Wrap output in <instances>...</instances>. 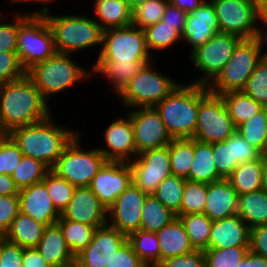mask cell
I'll use <instances>...</instances> for the list:
<instances>
[{
	"instance_id": "cell-29",
	"label": "cell",
	"mask_w": 267,
	"mask_h": 267,
	"mask_svg": "<svg viewBox=\"0 0 267 267\" xmlns=\"http://www.w3.org/2000/svg\"><path fill=\"white\" fill-rule=\"evenodd\" d=\"M186 179L206 184L223 179L214 163L212 144L194 139V160Z\"/></svg>"
},
{
	"instance_id": "cell-4",
	"label": "cell",
	"mask_w": 267,
	"mask_h": 267,
	"mask_svg": "<svg viewBox=\"0 0 267 267\" xmlns=\"http://www.w3.org/2000/svg\"><path fill=\"white\" fill-rule=\"evenodd\" d=\"M49 8L44 6L31 16H45L50 26L55 49L59 53L72 54L74 51L91 48L101 44L104 30L95 19L81 15H52Z\"/></svg>"
},
{
	"instance_id": "cell-64",
	"label": "cell",
	"mask_w": 267,
	"mask_h": 267,
	"mask_svg": "<svg viewBox=\"0 0 267 267\" xmlns=\"http://www.w3.org/2000/svg\"><path fill=\"white\" fill-rule=\"evenodd\" d=\"M257 39L259 40L261 47H263V45L265 44L264 42L265 41L267 42V29H266V32H263V31H261V26H260L259 31H258V35H257ZM265 52H267V51H265Z\"/></svg>"
},
{
	"instance_id": "cell-39",
	"label": "cell",
	"mask_w": 267,
	"mask_h": 267,
	"mask_svg": "<svg viewBox=\"0 0 267 267\" xmlns=\"http://www.w3.org/2000/svg\"><path fill=\"white\" fill-rule=\"evenodd\" d=\"M63 238L70 251L76 256L92 241L95 227L70 220H58Z\"/></svg>"
},
{
	"instance_id": "cell-35",
	"label": "cell",
	"mask_w": 267,
	"mask_h": 267,
	"mask_svg": "<svg viewBox=\"0 0 267 267\" xmlns=\"http://www.w3.org/2000/svg\"><path fill=\"white\" fill-rule=\"evenodd\" d=\"M176 217L175 213L166 208L152 194H149L143 204L140 229L157 233L164 226L170 224Z\"/></svg>"
},
{
	"instance_id": "cell-25",
	"label": "cell",
	"mask_w": 267,
	"mask_h": 267,
	"mask_svg": "<svg viewBox=\"0 0 267 267\" xmlns=\"http://www.w3.org/2000/svg\"><path fill=\"white\" fill-rule=\"evenodd\" d=\"M239 195L227 179L207 184L204 214L212 221L237 214Z\"/></svg>"
},
{
	"instance_id": "cell-46",
	"label": "cell",
	"mask_w": 267,
	"mask_h": 267,
	"mask_svg": "<svg viewBox=\"0 0 267 267\" xmlns=\"http://www.w3.org/2000/svg\"><path fill=\"white\" fill-rule=\"evenodd\" d=\"M207 184L185 180L180 212L177 215L204 213Z\"/></svg>"
},
{
	"instance_id": "cell-47",
	"label": "cell",
	"mask_w": 267,
	"mask_h": 267,
	"mask_svg": "<svg viewBox=\"0 0 267 267\" xmlns=\"http://www.w3.org/2000/svg\"><path fill=\"white\" fill-rule=\"evenodd\" d=\"M249 251V246L204 250L205 267H236Z\"/></svg>"
},
{
	"instance_id": "cell-9",
	"label": "cell",
	"mask_w": 267,
	"mask_h": 267,
	"mask_svg": "<svg viewBox=\"0 0 267 267\" xmlns=\"http://www.w3.org/2000/svg\"><path fill=\"white\" fill-rule=\"evenodd\" d=\"M79 133L66 146L51 169L76 187L89 186L94 176L107 162L97 149L83 150L80 147Z\"/></svg>"
},
{
	"instance_id": "cell-56",
	"label": "cell",
	"mask_w": 267,
	"mask_h": 267,
	"mask_svg": "<svg viewBox=\"0 0 267 267\" xmlns=\"http://www.w3.org/2000/svg\"><path fill=\"white\" fill-rule=\"evenodd\" d=\"M249 250L267 258V224L250 229Z\"/></svg>"
},
{
	"instance_id": "cell-51",
	"label": "cell",
	"mask_w": 267,
	"mask_h": 267,
	"mask_svg": "<svg viewBox=\"0 0 267 267\" xmlns=\"http://www.w3.org/2000/svg\"><path fill=\"white\" fill-rule=\"evenodd\" d=\"M19 212V194L0 196V235H5Z\"/></svg>"
},
{
	"instance_id": "cell-37",
	"label": "cell",
	"mask_w": 267,
	"mask_h": 267,
	"mask_svg": "<svg viewBox=\"0 0 267 267\" xmlns=\"http://www.w3.org/2000/svg\"><path fill=\"white\" fill-rule=\"evenodd\" d=\"M127 241L147 266H156L160 263V248L156 233L139 229L130 233Z\"/></svg>"
},
{
	"instance_id": "cell-72",
	"label": "cell",
	"mask_w": 267,
	"mask_h": 267,
	"mask_svg": "<svg viewBox=\"0 0 267 267\" xmlns=\"http://www.w3.org/2000/svg\"><path fill=\"white\" fill-rule=\"evenodd\" d=\"M58 267H78V266H77V263L74 262V263H70V264L65 265V266H58Z\"/></svg>"
},
{
	"instance_id": "cell-19",
	"label": "cell",
	"mask_w": 267,
	"mask_h": 267,
	"mask_svg": "<svg viewBox=\"0 0 267 267\" xmlns=\"http://www.w3.org/2000/svg\"><path fill=\"white\" fill-rule=\"evenodd\" d=\"M211 144L217 172L223 179H227L239 164L254 161L262 156L238 131L225 141Z\"/></svg>"
},
{
	"instance_id": "cell-63",
	"label": "cell",
	"mask_w": 267,
	"mask_h": 267,
	"mask_svg": "<svg viewBox=\"0 0 267 267\" xmlns=\"http://www.w3.org/2000/svg\"><path fill=\"white\" fill-rule=\"evenodd\" d=\"M262 189L267 192V155H263Z\"/></svg>"
},
{
	"instance_id": "cell-32",
	"label": "cell",
	"mask_w": 267,
	"mask_h": 267,
	"mask_svg": "<svg viewBox=\"0 0 267 267\" xmlns=\"http://www.w3.org/2000/svg\"><path fill=\"white\" fill-rule=\"evenodd\" d=\"M150 62H96L92 74L102 73L113 84L115 94L119 95L138 71Z\"/></svg>"
},
{
	"instance_id": "cell-24",
	"label": "cell",
	"mask_w": 267,
	"mask_h": 267,
	"mask_svg": "<svg viewBox=\"0 0 267 267\" xmlns=\"http://www.w3.org/2000/svg\"><path fill=\"white\" fill-rule=\"evenodd\" d=\"M250 228L236 215L212 221L208 249L249 246Z\"/></svg>"
},
{
	"instance_id": "cell-50",
	"label": "cell",
	"mask_w": 267,
	"mask_h": 267,
	"mask_svg": "<svg viewBox=\"0 0 267 267\" xmlns=\"http://www.w3.org/2000/svg\"><path fill=\"white\" fill-rule=\"evenodd\" d=\"M22 156L18 145L8 136L0 143V174L11 175L20 163Z\"/></svg>"
},
{
	"instance_id": "cell-20",
	"label": "cell",
	"mask_w": 267,
	"mask_h": 267,
	"mask_svg": "<svg viewBox=\"0 0 267 267\" xmlns=\"http://www.w3.org/2000/svg\"><path fill=\"white\" fill-rule=\"evenodd\" d=\"M107 218V208L88 186H82L76 187L59 220L80 222L99 228L107 224Z\"/></svg>"
},
{
	"instance_id": "cell-26",
	"label": "cell",
	"mask_w": 267,
	"mask_h": 267,
	"mask_svg": "<svg viewBox=\"0 0 267 267\" xmlns=\"http://www.w3.org/2000/svg\"><path fill=\"white\" fill-rule=\"evenodd\" d=\"M36 249L51 267L75 262V256L66 245L58 223L46 226Z\"/></svg>"
},
{
	"instance_id": "cell-8",
	"label": "cell",
	"mask_w": 267,
	"mask_h": 267,
	"mask_svg": "<svg viewBox=\"0 0 267 267\" xmlns=\"http://www.w3.org/2000/svg\"><path fill=\"white\" fill-rule=\"evenodd\" d=\"M96 62H151L143 29L133 24L106 29Z\"/></svg>"
},
{
	"instance_id": "cell-13",
	"label": "cell",
	"mask_w": 267,
	"mask_h": 267,
	"mask_svg": "<svg viewBox=\"0 0 267 267\" xmlns=\"http://www.w3.org/2000/svg\"><path fill=\"white\" fill-rule=\"evenodd\" d=\"M236 132L220 95L208 93L199 104L193 139L203 143L225 141Z\"/></svg>"
},
{
	"instance_id": "cell-41",
	"label": "cell",
	"mask_w": 267,
	"mask_h": 267,
	"mask_svg": "<svg viewBox=\"0 0 267 267\" xmlns=\"http://www.w3.org/2000/svg\"><path fill=\"white\" fill-rule=\"evenodd\" d=\"M185 178L170 175L160 182L152 195L176 215L180 212Z\"/></svg>"
},
{
	"instance_id": "cell-42",
	"label": "cell",
	"mask_w": 267,
	"mask_h": 267,
	"mask_svg": "<svg viewBox=\"0 0 267 267\" xmlns=\"http://www.w3.org/2000/svg\"><path fill=\"white\" fill-rule=\"evenodd\" d=\"M144 30L148 50H164L181 39V32L176 27H171L158 21Z\"/></svg>"
},
{
	"instance_id": "cell-18",
	"label": "cell",
	"mask_w": 267,
	"mask_h": 267,
	"mask_svg": "<svg viewBox=\"0 0 267 267\" xmlns=\"http://www.w3.org/2000/svg\"><path fill=\"white\" fill-rule=\"evenodd\" d=\"M127 236L108 224L96 228L91 243L75 256L78 267H106Z\"/></svg>"
},
{
	"instance_id": "cell-15",
	"label": "cell",
	"mask_w": 267,
	"mask_h": 267,
	"mask_svg": "<svg viewBox=\"0 0 267 267\" xmlns=\"http://www.w3.org/2000/svg\"><path fill=\"white\" fill-rule=\"evenodd\" d=\"M133 129L137 154L168 145L173 139L154 107H138L126 113Z\"/></svg>"
},
{
	"instance_id": "cell-65",
	"label": "cell",
	"mask_w": 267,
	"mask_h": 267,
	"mask_svg": "<svg viewBox=\"0 0 267 267\" xmlns=\"http://www.w3.org/2000/svg\"><path fill=\"white\" fill-rule=\"evenodd\" d=\"M8 136L9 132L5 129L0 119V143L3 142Z\"/></svg>"
},
{
	"instance_id": "cell-71",
	"label": "cell",
	"mask_w": 267,
	"mask_h": 267,
	"mask_svg": "<svg viewBox=\"0 0 267 267\" xmlns=\"http://www.w3.org/2000/svg\"><path fill=\"white\" fill-rule=\"evenodd\" d=\"M262 60L265 62L267 65V52L262 53Z\"/></svg>"
},
{
	"instance_id": "cell-30",
	"label": "cell",
	"mask_w": 267,
	"mask_h": 267,
	"mask_svg": "<svg viewBox=\"0 0 267 267\" xmlns=\"http://www.w3.org/2000/svg\"><path fill=\"white\" fill-rule=\"evenodd\" d=\"M263 155L246 163L239 164L227 178L238 195L262 189Z\"/></svg>"
},
{
	"instance_id": "cell-34",
	"label": "cell",
	"mask_w": 267,
	"mask_h": 267,
	"mask_svg": "<svg viewBox=\"0 0 267 267\" xmlns=\"http://www.w3.org/2000/svg\"><path fill=\"white\" fill-rule=\"evenodd\" d=\"M220 96L236 128L264 108L242 90L226 92Z\"/></svg>"
},
{
	"instance_id": "cell-53",
	"label": "cell",
	"mask_w": 267,
	"mask_h": 267,
	"mask_svg": "<svg viewBox=\"0 0 267 267\" xmlns=\"http://www.w3.org/2000/svg\"><path fill=\"white\" fill-rule=\"evenodd\" d=\"M106 267H147L126 241L113 255Z\"/></svg>"
},
{
	"instance_id": "cell-33",
	"label": "cell",
	"mask_w": 267,
	"mask_h": 267,
	"mask_svg": "<svg viewBox=\"0 0 267 267\" xmlns=\"http://www.w3.org/2000/svg\"><path fill=\"white\" fill-rule=\"evenodd\" d=\"M237 215L243 219L250 229L267 224V192L260 189L239 195Z\"/></svg>"
},
{
	"instance_id": "cell-55",
	"label": "cell",
	"mask_w": 267,
	"mask_h": 267,
	"mask_svg": "<svg viewBox=\"0 0 267 267\" xmlns=\"http://www.w3.org/2000/svg\"><path fill=\"white\" fill-rule=\"evenodd\" d=\"M23 248L5 240L0 252V267H22Z\"/></svg>"
},
{
	"instance_id": "cell-68",
	"label": "cell",
	"mask_w": 267,
	"mask_h": 267,
	"mask_svg": "<svg viewBox=\"0 0 267 267\" xmlns=\"http://www.w3.org/2000/svg\"><path fill=\"white\" fill-rule=\"evenodd\" d=\"M264 155H267V122H266V137L264 143Z\"/></svg>"
},
{
	"instance_id": "cell-49",
	"label": "cell",
	"mask_w": 267,
	"mask_h": 267,
	"mask_svg": "<svg viewBox=\"0 0 267 267\" xmlns=\"http://www.w3.org/2000/svg\"><path fill=\"white\" fill-rule=\"evenodd\" d=\"M23 69L16 52H0V86L23 78Z\"/></svg>"
},
{
	"instance_id": "cell-59",
	"label": "cell",
	"mask_w": 267,
	"mask_h": 267,
	"mask_svg": "<svg viewBox=\"0 0 267 267\" xmlns=\"http://www.w3.org/2000/svg\"><path fill=\"white\" fill-rule=\"evenodd\" d=\"M236 267H267V258L249 250L244 259Z\"/></svg>"
},
{
	"instance_id": "cell-31",
	"label": "cell",
	"mask_w": 267,
	"mask_h": 267,
	"mask_svg": "<svg viewBox=\"0 0 267 267\" xmlns=\"http://www.w3.org/2000/svg\"><path fill=\"white\" fill-rule=\"evenodd\" d=\"M94 7L103 30L132 24V8L123 0H96Z\"/></svg>"
},
{
	"instance_id": "cell-62",
	"label": "cell",
	"mask_w": 267,
	"mask_h": 267,
	"mask_svg": "<svg viewBox=\"0 0 267 267\" xmlns=\"http://www.w3.org/2000/svg\"><path fill=\"white\" fill-rule=\"evenodd\" d=\"M259 10V22L267 27V5H257Z\"/></svg>"
},
{
	"instance_id": "cell-52",
	"label": "cell",
	"mask_w": 267,
	"mask_h": 267,
	"mask_svg": "<svg viewBox=\"0 0 267 267\" xmlns=\"http://www.w3.org/2000/svg\"><path fill=\"white\" fill-rule=\"evenodd\" d=\"M2 14H0V52H16L19 30V14H15L14 22L2 23Z\"/></svg>"
},
{
	"instance_id": "cell-66",
	"label": "cell",
	"mask_w": 267,
	"mask_h": 267,
	"mask_svg": "<svg viewBox=\"0 0 267 267\" xmlns=\"http://www.w3.org/2000/svg\"><path fill=\"white\" fill-rule=\"evenodd\" d=\"M11 3H23V2H39V3H45L48 4L49 2H53L52 0H10Z\"/></svg>"
},
{
	"instance_id": "cell-60",
	"label": "cell",
	"mask_w": 267,
	"mask_h": 267,
	"mask_svg": "<svg viewBox=\"0 0 267 267\" xmlns=\"http://www.w3.org/2000/svg\"><path fill=\"white\" fill-rule=\"evenodd\" d=\"M19 193L13 178L8 174H0V196L15 195Z\"/></svg>"
},
{
	"instance_id": "cell-48",
	"label": "cell",
	"mask_w": 267,
	"mask_h": 267,
	"mask_svg": "<svg viewBox=\"0 0 267 267\" xmlns=\"http://www.w3.org/2000/svg\"><path fill=\"white\" fill-rule=\"evenodd\" d=\"M242 91L267 107V65L263 60L257 64Z\"/></svg>"
},
{
	"instance_id": "cell-27",
	"label": "cell",
	"mask_w": 267,
	"mask_h": 267,
	"mask_svg": "<svg viewBox=\"0 0 267 267\" xmlns=\"http://www.w3.org/2000/svg\"><path fill=\"white\" fill-rule=\"evenodd\" d=\"M156 235L160 248V262L175 256L187 255L194 251L184 225L178 217L159 230Z\"/></svg>"
},
{
	"instance_id": "cell-5",
	"label": "cell",
	"mask_w": 267,
	"mask_h": 267,
	"mask_svg": "<svg viewBox=\"0 0 267 267\" xmlns=\"http://www.w3.org/2000/svg\"><path fill=\"white\" fill-rule=\"evenodd\" d=\"M70 56L71 54L56 52L26 72L47 101L52 94L63 92L79 80L93 76L90 75L92 72H86Z\"/></svg>"
},
{
	"instance_id": "cell-16",
	"label": "cell",
	"mask_w": 267,
	"mask_h": 267,
	"mask_svg": "<svg viewBox=\"0 0 267 267\" xmlns=\"http://www.w3.org/2000/svg\"><path fill=\"white\" fill-rule=\"evenodd\" d=\"M148 195L132 182L107 209V224L126 236L139 230L143 204Z\"/></svg>"
},
{
	"instance_id": "cell-21",
	"label": "cell",
	"mask_w": 267,
	"mask_h": 267,
	"mask_svg": "<svg viewBox=\"0 0 267 267\" xmlns=\"http://www.w3.org/2000/svg\"><path fill=\"white\" fill-rule=\"evenodd\" d=\"M119 118L106 128L104 138L106 148H97L107 161L129 162L136 157L134 129L129 115ZM109 148V149H108Z\"/></svg>"
},
{
	"instance_id": "cell-57",
	"label": "cell",
	"mask_w": 267,
	"mask_h": 267,
	"mask_svg": "<svg viewBox=\"0 0 267 267\" xmlns=\"http://www.w3.org/2000/svg\"><path fill=\"white\" fill-rule=\"evenodd\" d=\"M187 15L188 14L185 11H182L168 2L164 9V14L161 21L171 27H176L182 33L186 23Z\"/></svg>"
},
{
	"instance_id": "cell-61",
	"label": "cell",
	"mask_w": 267,
	"mask_h": 267,
	"mask_svg": "<svg viewBox=\"0 0 267 267\" xmlns=\"http://www.w3.org/2000/svg\"><path fill=\"white\" fill-rule=\"evenodd\" d=\"M205 1L206 0H168L171 5L185 11L187 14L197 9Z\"/></svg>"
},
{
	"instance_id": "cell-12",
	"label": "cell",
	"mask_w": 267,
	"mask_h": 267,
	"mask_svg": "<svg viewBox=\"0 0 267 267\" xmlns=\"http://www.w3.org/2000/svg\"><path fill=\"white\" fill-rule=\"evenodd\" d=\"M215 10L220 33L242 39L257 38L259 10L255 0H209Z\"/></svg>"
},
{
	"instance_id": "cell-58",
	"label": "cell",
	"mask_w": 267,
	"mask_h": 267,
	"mask_svg": "<svg viewBox=\"0 0 267 267\" xmlns=\"http://www.w3.org/2000/svg\"><path fill=\"white\" fill-rule=\"evenodd\" d=\"M22 267H51L36 248H23Z\"/></svg>"
},
{
	"instance_id": "cell-7",
	"label": "cell",
	"mask_w": 267,
	"mask_h": 267,
	"mask_svg": "<svg viewBox=\"0 0 267 267\" xmlns=\"http://www.w3.org/2000/svg\"><path fill=\"white\" fill-rule=\"evenodd\" d=\"M262 51L257 38L243 39L219 75L207 86L209 92L221 95L230 91H241L262 60Z\"/></svg>"
},
{
	"instance_id": "cell-45",
	"label": "cell",
	"mask_w": 267,
	"mask_h": 267,
	"mask_svg": "<svg viewBox=\"0 0 267 267\" xmlns=\"http://www.w3.org/2000/svg\"><path fill=\"white\" fill-rule=\"evenodd\" d=\"M42 182L45 184L47 191L49 192L53 205L61 214L70 202L76 186L72 185L64 178L59 177L52 170L46 174Z\"/></svg>"
},
{
	"instance_id": "cell-67",
	"label": "cell",
	"mask_w": 267,
	"mask_h": 267,
	"mask_svg": "<svg viewBox=\"0 0 267 267\" xmlns=\"http://www.w3.org/2000/svg\"><path fill=\"white\" fill-rule=\"evenodd\" d=\"M126 4H128L131 8H133L137 3L141 0H123Z\"/></svg>"
},
{
	"instance_id": "cell-22",
	"label": "cell",
	"mask_w": 267,
	"mask_h": 267,
	"mask_svg": "<svg viewBox=\"0 0 267 267\" xmlns=\"http://www.w3.org/2000/svg\"><path fill=\"white\" fill-rule=\"evenodd\" d=\"M20 212L36 222L48 226L57 223L60 213L52 203L45 184L41 181L19 190Z\"/></svg>"
},
{
	"instance_id": "cell-17",
	"label": "cell",
	"mask_w": 267,
	"mask_h": 267,
	"mask_svg": "<svg viewBox=\"0 0 267 267\" xmlns=\"http://www.w3.org/2000/svg\"><path fill=\"white\" fill-rule=\"evenodd\" d=\"M131 184L132 170L129 163L107 161L88 187L108 209Z\"/></svg>"
},
{
	"instance_id": "cell-54",
	"label": "cell",
	"mask_w": 267,
	"mask_h": 267,
	"mask_svg": "<svg viewBox=\"0 0 267 267\" xmlns=\"http://www.w3.org/2000/svg\"><path fill=\"white\" fill-rule=\"evenodd\" d=\"M158 267H205V256L201 250H194L187 255L175 256L161 261Z\"/></svg>"
},
{
	"instance_id": "cell-36",
	"label": "cell",
	"mask_w": 267,
	"mask_h": 267,
	"mask_svg": "<svg viewBox=\"0 0 267 267\" xmlns=\"http://www.w3.org/2000/svg\"><path fill=\"white\" fill-rule=\"evenodd\" d=\"M183 223L194 250H207L212 220L204 213L176 215Z\"/></svg>"
},
{
	"instance_id": "cell-23",
	"label": "cell",
	"mask_w": 267,
	"mask_h": 267,
	"mask_svg": "<svg viewBox=\"0 0 267 267\" xmlns=\"http://www.w3.org/2000/svg\"><path fill=\"white\" fill-rule=\"evenodd\" d=\"M217 33H220V27L214 7L209 0H206L187 15L181 39L187 41L193 51Z\"/></svg>"
},
{
	"instance_id": "cell-28",
	"label": "cell",
	"mask_w": 267,
	"mask_h": 267,
	"mask_svg": "<svg viewBox=\"0 0 267 267\" xmlns=\"http://www.w3.org/2000/svg\"><path fill=\"white\" fill-rule=\"evenodd\" d=\"M45 228L46 226L36 222L29 215L19 212L4 236L7 241L22 248H36Z\"/></svg>"
},
{
	"instance_id": "cell-70",
	"label": "cell",
	"mask_w": 267,
	"mask_h": 267,
	"mask_svg": "<svg viewBox=\"0 0 267 267\" xmlns=\"http://www.w3.org/2000/svg\"><path fill=\"white\" fill-rule=\"evenodd\" d=\"M257 5H267V0H257Z\"/></svg>"
},
{
	"instance_id": "cell-43",
	"label": "cell",
	"mask_w": 267,
	"mask_h": 267,
	"mask_svg": "<svg viewBox=\"0 0 267 267\" xmlns=\"http://www.w3.org/2000/svg\"><path fill=\"white\" fill-rule=\"evenodd\" d=\"M267 107L236 128L241 136L264 155L266 137Z\"/></svg>"
},
{
	"instance_id": "cell-10",
	"label": "cell",
	"mask_w": 267,
	"mask_h": 267,
	"mask_svg": "<svg viewBox=\"0 0 267 267\" xmlns=\"http://www.w3.org/2000/svg\"><path fill=\"white\" fill-rule=\"evenodd\" d=\"M152 62L144 65L118 95L128 108L154 107L178 85L168 76L154 71Z\"/></svg>"
},
{
	"instance_id": "cell-1",
	"label": "cell",
	"mask_w": 267,
	"mask_h": 267,
	"mask_svg": "<svg viewBox=\"0 0 267 267\" xmlns=\"http://www.w3.org/2000/svg\"><path fill=\"white\" fill-rule=\"evenodd\" d=\"M47 103L27 75L0 86V119L9 133L48 118Z\"/></svg>"
},
{
	"instance_id": "cell-44",
	"label": "cell",
	"mask_w": 267,
	"mask_h": 267,
	"mask_svg": "<svg viewBox=\"0 0 267 267\" xmlns=\"http://www.w3.org/2000/svg\"><path fill=\"white\" fill-rule=\"evenodd\" d=\"M168 0H141L132 8V24L140 29L162 20Z\"/></svg>"
},
{
	"instance_id": "cell-14",
	"label": "cell",
	"mask_w": 267,
	"mask_h": 267,
	"mask_svg": "<svg viewBox=\"0 0 267 267\" xmlns=\"http://www.w3.org/2000/svg\"><path fill=\"white\" fill-rule=\"evenodd\" d=\"M128 163L132 170V182L147 194H152L161 181L172 175L169 144L145 150Z\"/></svg>"
},
{
	"instance_id": "cell-6",
	"label": "cell",
	"mask_w": 267,
	"mask_h": 267,
	"mask_svg": "<svg viewBox=\"0 0 267 267\" xmlns=\"http://www.w3.org/2000/svg\"><path fill=\"white\" fill-rule=\"evenodd\" d=\"M54 37L45 16L19 14L17 55L27 72L56 53Z\"/></svg>"
},
{
	"instance_id": "cell-38",
	"label": "cell",
	"mask_w": 267,
	"mask_h": 267,
	"mask_svg": "<svg viewBox=\"0 0 267 267\" xmlns=\"http://www.w3.org/2000/svg\"><path fill=\"white\" fill-rule=\"evenodd\" d=\"M169 155L172 175L186 179L194 160V139H173L169 143Z\"/></svg>"
},
{
	"instance_id": "cell-11",
	"label": "cell",
	"mask_w": 267,
	"mask_h": 267,
	"mask_svg": "<svg viewBox=\"0 0 267 267\" xmlns=\"http://www.w3.org/2000/svg\"><path fill=\"white\" fill-rule=\"evenodd\" d=\"M243 39L227 33H217L206 43L191 51V61L203 77L193 84L208 86L230 60L237 45Z\"/></svg>"
},
{
	"instance_id": "cell-40",
	"label": "cell",
	"mask_w": 267,
	"mask_h": 267,
	"mask_svg": "<svg viewBox=\"0 0 267 267\" xmlns=\"http://www.w3.org/2000/svg\"><path fill=\"white\" fill-rule=\"evenodd\" d=\"M50 170L43 162L23 155L11 177L16 187L20 190L43 181Z\"/></svg>"
},
{
	"instance_id": "cell-2",
	"label": "cell",
	"mask_w": 267,
	"mask_h": 267,
	"mask_svg": "<svg viewBox=\"0 0 267 267\" xmlns=\"http://www.w3.org/2000/svg\"><path fill=\"white\" fill-rule=\"evenodd\" d=\"M208 93L205 85L180 83L154 106L172 139H193L199 104Z\"/></svg>"
},
{
	"instance_id": "cell-69",
	"label": "cell",
	"mask_w": 267,
	"mask_h": 267,
	"mask_svg": "<svg viewBox=\"0 0 267 267\" xmlns=\"http://www.w3.org/2000/svg\"><path fill=\"white\" fill-rule=\"evenodd\" d=\"M6 240L5 236L4 235H0V252H1V249H2V243Z\"/></svg>"
},
{
	"instance_id": "cell-3",
	"label": "cell",
	"mask_w": 267,
	"mask_h": 267,
	"mask_svg": "<svg viewBox=\"0 0 267 267\" xmlns=\"http://www.w3.org/2000/svg\"><path fill=\"white\" fill-rule=\"evenodd\" d=\"M51 118L49 116L37 123L15 128L9 133L24 156L39 160L50 169L54 167L66 146L79 133L52 123Z\"/></svg>"
}]
</instances>
